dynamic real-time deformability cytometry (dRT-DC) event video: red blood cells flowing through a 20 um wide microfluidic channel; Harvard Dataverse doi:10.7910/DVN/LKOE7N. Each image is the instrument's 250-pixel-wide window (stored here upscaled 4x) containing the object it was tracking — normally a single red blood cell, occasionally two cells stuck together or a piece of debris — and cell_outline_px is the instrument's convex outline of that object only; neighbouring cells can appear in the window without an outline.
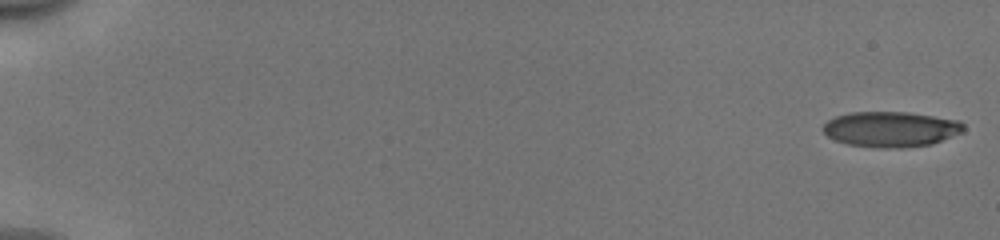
{"species": "human", "species_latin": "Homo sapiens", "temperature_condition": "cold", "stored_images_in_passage": 53, "camera_frame_rate_fps": 3000, "um_per_image_px": 0.085, "donor": {"sex": "male"}, "frame": {"image": 1, "passage_image": 1, "time_ms": 0.0, "image_size_px": [1000, 240], "cell_outline_px": [[964, 132], [932, 144], [900, 148], [876, 148], [848, 144], [836, 140], [828, 136], [820, 128], [828, 120], [836, 116], [848, 112], [908, 112], [960, 120], [964, 124]], "centroid_in_image_um": [75.73, 10.98], "position_along_channel_um": 9.3, "area_um2": 29.25}}
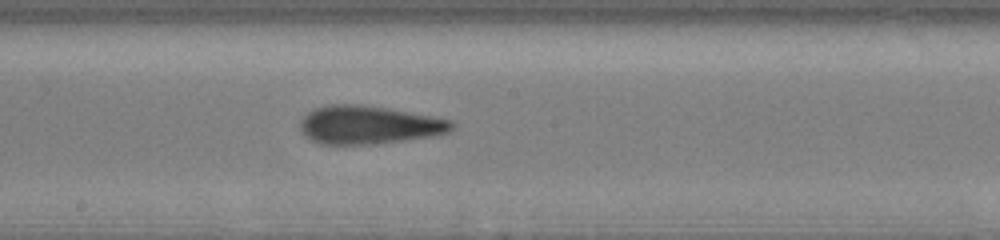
{"frame": {"image": 2, "passage_image": 31, "time_ms": 10.0, "image_size_px": [1000, 240], "cell_outline_px": [[456, 124], [448, 132], [436, 136], [372, 144], [320, 144], [304, 136], [300, 128], [300, 120], [312, 108], [332, 104], [356, 104], [388, 108], [432, 116], [452, 120]], "centroid_in_image_um": [31.34, 10.61], "position_along_channel_um": 216.9, "area_um2": 33.93}}
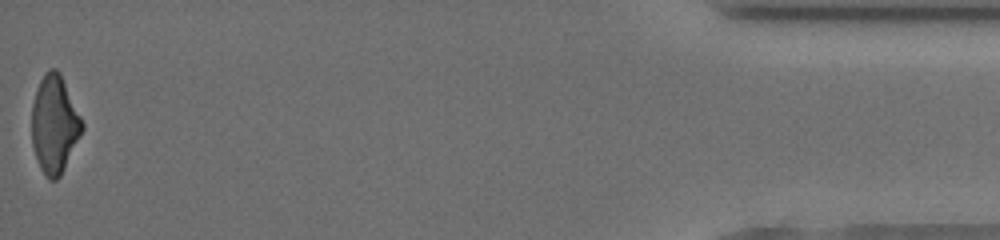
{"frame": {"image": 3, "passage_image": 53, "time_ms": 17.333, "image_size_px": [1000, 240], "cell_outline_px": [[84, 128], [60, 176], [56, 180], [48, 180], [40, 168], [32, 144], [32, 104], [36, 88], [44, 72], [48, 68], [56, 68], [60, 72], [84, 124]], "centroid_in_image_um": [4.62, 10.54], "position_along_channel_um": 430.6, "area_um2": 28.61}, "authors_computed_cell_mechanics": {"area_um2": 31.501, "velocity_mm_per_s": 3.9957, "shape_relaxation_time_tau1_ms": 4.2118, "shape_relaxation_time_tau2_ms": 2.2348, "deformation_change_tau1": 0.146, "deformation_change_tau2": 0.1217}}